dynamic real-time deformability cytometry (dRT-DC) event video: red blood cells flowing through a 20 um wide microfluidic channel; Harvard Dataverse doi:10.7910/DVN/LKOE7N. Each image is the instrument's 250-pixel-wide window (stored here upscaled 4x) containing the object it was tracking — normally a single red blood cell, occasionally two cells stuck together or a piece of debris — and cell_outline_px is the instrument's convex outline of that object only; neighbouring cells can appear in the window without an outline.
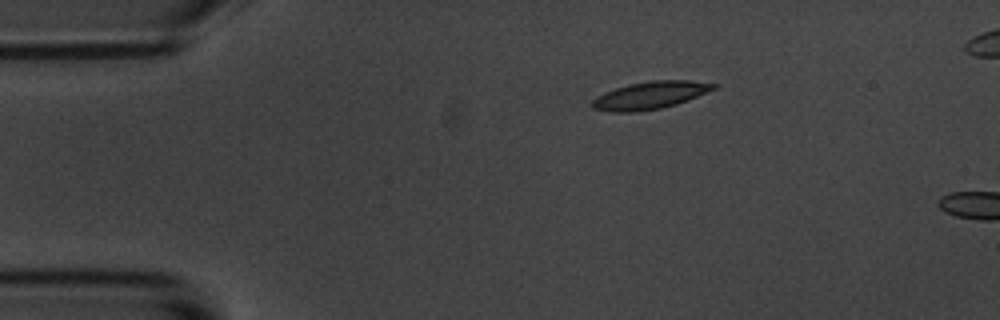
{"species": "common noctule bat (a hibernating species)", "species_latin": "Nyctalus noctula", "temperature_condition": "room temperature", "stored_images_in_passage": 4, "camera_frame_rate_fps": 3000, "um_per_image_px": 0.085, "animal": {"sex": "male", "body_mass_g": 20.1, "forearm_length_mm": 53.5}, "frame": {"image": 1, "passage_image": 4, "time_ms": 4.333, "image_size_px": [1000, 320], "cell_outline_px": [[720, 84], [716, 88], [688, 100], [676, 104], [660, 108], [636, 112], [612, 112], [592, 108], [592, 100], [596, 96], [604, 92], [628, 84], [652, 80], [688, 80]], "centroid_in_image_um": [55.26, 8.09], "position_along_channel_um": 29.7, "area_um2": 19.48}}